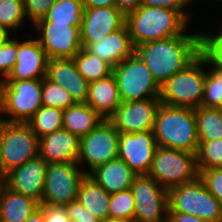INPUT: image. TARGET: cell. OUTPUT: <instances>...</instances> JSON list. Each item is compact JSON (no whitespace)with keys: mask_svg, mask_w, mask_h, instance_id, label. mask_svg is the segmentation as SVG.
I'll list each match as a JSON object with an SVG mask.
<instances>
[{"mask_svg":"<svg viewBox=\"0 0 222 222\" xmlns=\"http://www.w3.org/2000/svg\"><path fill=\"white\" fill-rule=\"evenodd\" d=\"M63 110L42 105L27 122L38 138L63 128Z\"/></svg>","mask_w":222,"mask_h":222,"instance_id":"cell-29","label":"cell"},{"mask_svg":"<svg viewBox=\"0 0 222 222\" xmlns=\"http://www.w3.org/2000/svg\"><path fill=\"white\" fill-rule=\"evenodd\" d=\"M42 104L47 107L66 109L75 104L65 88L54 83L47 77L42 79Z\"/></svg>","mask_w":222,"mask_h":222,"instance_id":"cell-32","label":"cell"},{"mask_svg":"<svg viewBox=\"0 0 222 222\" xmlns=\"http://www.w3.org/2000/svg\"><path fill=\"white\" fill-rule=\"evenodd\" d=\"M73 61L79 73L89 82L103 79L112 74V67L97 56L82 48Z\"/></svg>","mask_w":222,"mask_h":222,"instance_id":"cell-30","label":"cell"},{"mask_svg":"<svg viewBox=\"0 0 222 222\" xmlns=\"http://www.w3.org/2000/svg\"><path fill=\"white\" fill-rule=\"evenodd\" d=\"M201 35V54L206 58L207 64L222 68V28L218 34Z\"/></svg>","mask_w":222,"mask_h":222,"instance_id":"cell-35","label":"cell"},{"mask_svg":"<svg viewBox=\"0 0 222 222\" xmlns=\"http://www.w3.org/2000/svg\"><path fill=\"white\" fill-rule=\"evenodd\" d=\"M142 0H115V7L119 9L125 16L138 9Z\"/></svg>","mask_w":222,"mask_h":222,"instance_id":"cell-43","label":"cell"},{"mask_svg":"<svg viewBox=\"0 0 222 222\" xmlns=\"http://www.w3.org/2000/svg\"><path fill=\"white\" fill-rule=\"evenodd\" d=\"M84 7H113L115 0H83Z\"/></svg>","mask_w":222,"mask_h":222,"instance_id":"cell-45","label":"cell"},{"mask_svg":"<svg viewBox=\"0 0 222 222\" xmlns=\"http://www.w3.org/2000/svg\"><path fill=\"white\" fill-rule=\"evenodd\" d=\"M81 46L89 53L108 63L112 68L131 56L135 51L126 24L121 29L107 34L97 43L81 44Z\"/></svg>","mask_w":222,"mask_h":222,"instance_id":"cell-21","label":"cell"},{"mask_svg":"<svg viewBox=\"0 0 222 222\" xmlns=\"http://www.w3.org/2000/svg\"><path fill=\"white\" fill-rule=\"evenodd\" d=\"M17 39L9 37L7 41L0 46V74L4 81L11 73L16 64Z\"/></svg>","mask_w":222,"mask_h":222,"instance_id":"cell-37","label":"cell"},{"mask_svg":"<svg viewBox=\"0 0 222 222\" xmlns=\"http://www.w3.org/2000/svg\"><path fill=\"white\" fill-rule=\"evenodd\" d=\"M208 66L206 58L200 54L185 69L174 74L161 85L160 101L166 105L196 109L202 105L204 83Z\"/></svg>","mask_w":222,"mask_h":222,"instance_id":"cell-4","label":"cell"},{"mask_svg":"<svg viewBox=\"0 0 222 222\" xmlns=\"http://www.w3.org/2000/svg\"><path fill=\"white\" fill-rule=\"evenodd\" d=\"M168 212L191 214L206 222H222V205L200 177L168 190Z\"/></svg>","mask_w":222,"mask_h":222,"instance_id":"cell-6","label":"cell"},{"mask_svg":"<svg viewBox=\"0 0 222 222\" xmlns=\"http://www.w3.org/2000/svg\"><path fill=\"white\" fill-rule=\"evenodd\" d=\"M47 55L32 34L24 41L17 39L16 64L5 80L43 79L46 77Z\"/></svg>","mask_w":222,"mask_h":222,"instance_id":"cell-18","label":"cell"},{"mask_svg":"<svg viewBox=\"0 0 222 222\" xmlns=\"http://www.w3.org/2000/svg\"><path fill=\"white\" fill-rule=\"evenodd\" d=\"M201 106L222 109V82L211 71L206 74Z\"/></svg>","mask_w":222,"mask_h":222,"instance_id":"cell-36","label":"cell"},{"mask_svg":"<svg viewBox=\"0 0 222 222\" xmlns=\"http://www.w3.org/2000/svg\"><path fill=\"white\" fill-rule=\"evenodd\" d=\"M199 142L222 139V109L197 107L194 109Z\"/></svg>","mask_w":222,"mask_h":222,"instance_id":"cell-27","label":"cell"},{"mask_svg":"<svg viewBox=\"0 0 222 222\" xmlns=\"http://www.w3.org/2000/svg\"><path fill=\"white\" fill-rule=\"evenodd\" d=\"M44 222H72L65 206L43 205Z\"/></svg>","mask_w":222,"mask_h":222,"instance_id":"cell-42","label":"cell"},{"mask_svg":"<svg viewBox=\"0 0 222 222\" xmlns=\"http://www.w3.org/2000/svg\"><path fill=\"white\" fill-rule=\"evenodd\" d=\"M126 22V16L115 6L84 7L83 23L80 28L81 44H94L107 34L121 29Z\"/></svg>","mask_w":222,"mask_h":222,"instance_id":"cell-17","label":"cell"},{"mask_svg":"<svg viewBox=\"0 0 222 222\" xmlns=\"http://www.w3.org/2000/svg\"><path fill=\"white\" fill-rule=\"evenodd\" d=\"M10 37V32L0 27V46L3 45Z\"/></svg>","mask_w":222,"mask_h":222,"instance_id":"cell-47","label":"cell"},{"mask_svg":"<svg viewBox=\"0 0 222 222\" xmlns=\"http://www.w3.org/2000/svg\"><path fill=\"white\" fill-rule=\"evenodd\" d=\"M198 171L222 168V139L199 142L196 153Z\"/></svg>","mask_w":222,"mask_h":222,"instance_id":"cell-33","label":"cell"},{"mask_svg":"<svg viewBox=\"0 0 222 222\" xmlns=\"http://www.w3.org/2000/svg\"><path fill=\"white\" fill-rule=\"evenodd\" d=\"M111 194L86 174L79 186L77 199L99 221L109 218V202Z\"/></svg>","mask_w":222,"mask_h":222,"instance_id":"cell-26","label":"cell"},{"mask_svg":"<svg viewBox=\"0 0 222 222\" xmlns=\"http://www.w3.org/2000/svg\"><path fill=\"white\" fill-rule=\"evenodd\" d=\"M77 135L64 128L39 138L38 155L49 163H77L80 152Z\"/></svg>","mask_w":222,"mask_h":222,"instance_id":"cell-20","label":"cell"},{"mask_svg":"<svg viewBox=\"0 0 222 222\" xmlns=\"http://www.w3.org/2000/svg\"><path fill=\"white\" fill-rule=\"evenodd\" d=\"M192 0H142L141 5L144 6H153L160 8H168L176 11H180L188 20L189 13H187L184 9H186L187 5H191Z\"/></svg>","mask_w":222,"mask_h":222,"instance_id":"cell-41","label":"cell"},{"mask_svg":"<svg viewBox=\"0 0 222 222\" xmlns=\"http://www.w3.org/2000/svg\"><path fill=\"white\" fill-rule=\"evenodd\" d=\"M130 189L135 202L133 222H167L168 190L148 175H137Z\"/></svg>","mask_w":222,"mask_h":222,"instance_id":"cell-11","label":"cell"},{"mask_svg":"<svg viewBox=\"0 0 222 222\" xmlns=\"http://www.w3.org/2000/svg\"><path fill=\"white\" fill-rule=\"evenodd\" d=\"M86 103L104 119L108 118L119 107L122 99L113 74L89 82Z\"/></svg>","mask_w":222,"mask_h":222,"instance_id":"cell-23","label":"cell"},{"mask_svg":"<svg viewBox=\"0 0 222 222\" xmlns=\"http://www.w3.org/2000/svg\"><path fill=\"white\" fill-rule=\"evenodd\" d=\"M207 1H208V0H207ZM210 1H211V2H212V1H216V2H219V1H220V2H221L222 0H210ZM192 2H193V0H192Z\"/></svg>","mask_w":222,"mask_h":222,"instance_id":"cell-51","label":"cell"},{"mask_svg":"<svg viewBox=\"0 0 222 222\" xmlns=\"http://www.w3.org/2000/svg\"><path fill=\"white\" fill-rule=\"evenodd\" d=\"M100 222H126V221L107 218V219H104V220H102Z\"/></svg>","mask_w":222,"mask_h":222,"instance_id":"cell-49","label":"cell"},{"mask_svg":"<svg viewBox=\"0 0 222 222\" xmlns=\"http://www.w3.org/2000/svg\"><path fill=\"white\" fill-rule=\"evenodd\" d=\"M63 128L83 137L105 120L87 103H75L63 110Z\"/></svg>","mask_w":222,"mask_h":222,"instance_id":"cell-25","label":"cell"},{"mask_svg":"<svg viewBox=\"0 0 222 222\" xmlns=\"http://www.w3.org/2000/svg\"><path fill=\"white\" fill-rule=\"evenodd\" d=\"M200 179L204 182L207 190L222 205V168H212L199 172Z\"/></svg>","mask_w":222,"mask_h":222,"instance_id":"cell-38","label":"cell"},{"mask_svg":"<svg viewBox=\"0 0 222 222\" xmlns=\"http://www.w3.org/2000/svg\"><path fill=\"white\" fill-rule=\"evenodd\" d=\"M83 17V0H56L45 19L51 23L72 24L81 28Z\"/></svg>","mask_w":222,"mask_h":222,"instance_id":"cell-28","label":"cell"},{"mask_svg":"<svg viewBox=\"0 0 222 222\" xmlns=\"http://www.w3.org/2000/svg\"><path fill=\"white\" fill-rule=\"evenodd\" d=\"M48 58H73L81 49L80 28L72 24H55L45 18L33 25Z\"/></svg>","mask_w":222,"mask_h":222,"instance_id":"cell-13","label":"cell"},{"mask_svg":"<svg viewBox=\"0 0 222 222\" xmlns=\"http://www.w3.org/2000/svg\"><path fill=\"white\" fill-rule=\"evenodd\" d=\"M56 0H24L26 17L34 25L44 19Z\"/></svg>","mask_w":222,"mask_h":222,"instance_id":"cell-39","label":"cell"},{"mask_svg":"<svg viewBox=\"0 0 222 222\" xmlns=\"http://www.w3.org/2000/svg\"><path fill=\"white\" fill-rule=\"evenodd\" d=\"M67 215L72 222H100L97 217L90 213L78 200H73L65 205Z\"/></svg>","mask_w":222,"mask_h":222,"instance_id":"cell-40","label":"cell"},{"mask_svg":"<svg viewBox=\"0 0 222 222\" xmlns=\"http://www.w3.org/2000/svg\"><path fill=\"white\" fill-rule=\"evenodd\" d=\"M156 147L153 131L120 133L118 158L137 175H147Z\"/></svg>","mask_w":222,"mask_h":222,"instance_id":"cell-15","label":"cell"},{"mask_svg":"<svg viewBox=\"0 0 222 222\" xmlns=\"http://www.w3.org/2000/svg\"><path fill=\"white\" fill-rule=\"evenodd\" d=\"M157 146L197 153L199 140L194 109L161 103L154 122Z\"/></svg>","mask_w":222,"mask_h":222,"instance_id":"cell-3","label":"cell"},{"mask_svg":"<svg viewBox=\"0 0 222 222\" xmlns=\"http://www.w3.org/2000/svg\"><path fill=\"white\" fill-rule=\"evenodd\" d=\"M3 184V176L0 174V187Z\"/></svg>","mask_w":222,"mask_h":222,"instance_id":"cell-50","label":"cell"},{"mask_svg":"<svg viewBox=\"0 0 222 222\" xmlns=\"http://www.w3.org/2000/svg\"><path fill=\"white\" fill-rule=\"evenodd\" d=\"M210 71L222 82V68L220 67H212Z\"/></svg>","mask_w":222,"mask_h":222,"instance_id":"cell-48","label":"cell"},{"mask_svg":"<svg viewBox=\"0 0 222 222\" xmlns=\"http://www.w3.org/2000/svg\"><path fill=\"white\" fill-rule=\"evenodd\" d=\"M167 222H206L197 216L182 212H168Z\"/></svg>","mask_w":222,"mask_h":222,"instance_id":"cell-44","label":"cell"},{"mask_svg":"<svg viewBox=\"0 0 222 222\" xmlns=\"http://www.w3.org/2000/svg\"><path fill=\"white\" fill-rule=\"evenodd\" d=\"M135 202L131 189L113 193L109 202V218L133 222Z\"/></svg>","mask_w":222,"mask_h":222,"instance_id":"cell-31","label":"cell"},{"mask_svg":"<svg viewBox=\"0 0 222 222\" xmlns=\"http://www.w3.org/2000/svg\"><path fill=\"white\" fill-rule=\"evenodd\" d=\"M25 222H44L43 205H40Z\"/></svg>","mask_w":222,"mask_h":222,"instance_id":"cell-46","label":"cell"},{"mask_svg":"<svg viewBox=\"0 0 222 222\" xmlns=\"http://www.w3.org/2000/svg\"><path fill=\"white\" fill-rule=\"evenodd\" d=\"M88 175L109 194L131 188L133 180L137 176V174L119 158L98 166Z\"/></svg>","mask_w":222,"mask_h":222,"instance_id":"cell-22","label":"cell"},{"mask_svg":"<svg viewBox=\"0 0 222 222\" xmlns=\"http://www.w3.org/2000/svg\"><path fill=\"white\" fill-rule=\"evenodd\" d=\"M122 102L159 98L161 86L134 52L112 68Z\"/></svg>","mask_w":222,"mask_h":222,"instance_id":"cell-9","label":"cell"},{"mask_svg":"<svg viewBox=\"0 0 222 222\" xmlns=\"http://www.w3.org/2000/svg\"><path fill=\"white\" fill-rule=\"evenodd\" d=\"M78 163H49L40 205L65 206L77 199L78 189L86 170Z\"/></svg>","mask_w":222,"mask_h":222,"instance_id":"cell-10","label":"cell"},{"mask_svg":"<svg viewBox=\"0 0 222 222\" xmlns=\"http://www.w3.org/2000/svg\"><path fill=\"white\" fill-rule=\"evenodd\" d=\"M46 77L65 88L75 103H86L89 81L79 73L73 58H48Z\"/></svg>","mask_w":222,"mask_h":222,"instance_id":"cell-19","label":"cell"},{"mask_svg":"<svg viewBox=\"0 0 222 222\" xmlns=\"http://www.w3.org/2000/svg\"><path fill=\"white\" fill-rule=\"evenodd\" d=\"M119 131L106 119L87 135L81 137L78 165L87 163L89 174L100 165L118 158Z\"/></svg>","mask_w":222,"mask_h":222,"instance_id":"cell-12","label":"cell"},{"mask_svg":"<svg viewBox=\"0 0 222 222\" xmlns=\"http://www.w3.org/2000/svg\"><path fill=\"white\" fill-rule=\"evenodd\" d=\"M40 207L31 197L0 187V222H25Z\"/></svg>","mask_w":222,"mask_h":222,"instance_id":"cell-24","label":"cell"},{"mask_svg":"<svg viewBox=\"0 0 222 222\" xmlns=\"http://www.w3.org/2000/svg\"><path fill=\"white\" fill-rule=\"evenodd\" d=\"M166 190L199 177L195 153L157 146L147 174Z\"/></svg>","mask_w":222,"mask_h":222,"instance_id":"cell-7","label":"cell"},{"mask_svg":"<svg viewBox=\"0 0 222 222\" xmlns=\"http://www.w3.org/2000/svg\"><path fill=\"white\" fill-rule=\"evenodd\" d=\"M39 138L27 123L0 120V174L38 156Z\"/></svg>","mask_w":222,"mask_h":222,"instance_id":"cell-8","label":"cell"},{"mask_svg":"<svg viewBox=\"0 0 222 222\" xmlns=\"http://www.w3.org/2000/svg\"><path fill=\"white\" fill-rule=\"evenodd\" d=\"M134 47L150 41L162 40L185 34L189 20L180 12L168 8L141 5L126 15Z\"/></svg>","mask_w":222,"mask_h":222,"instance_id":"cell-2","label":"cell"},{"mask_svg":"<svg viewBox=\"0 0 222 222\" xmlns=\"http://www.w3.org/2000/svg\"><path fill=\"white\" fill-rule=\"evenodd\" d=\"M161 86L201 54L200 33L176 35L137 45L134 51Z\"/></svg>","mask_w":222,"mask_h":222,"instance_id":"cell-1","label":"cell"},{"mask_svg":"<svg viewBox=\"0 0 222 222\" xmlns=\"http://www.w3.org/2000/svg\"><path fill=\"white\" fill-rule=\"evenodd\" d=\"M159 98L122 102L106 120L119 133H138L153 131Z\"/></svg>","mask_w":222,"mask_h":222,"instance_id":"cell-14","label":"cell"},{"mask_svg":"<svg viewBox=\"0 0 222 222\" xmlns=\"http://www.w3.org/2000/svg\"><path fill=\"white\" fill-rule=\"evenodd\" d=\"M48 163L39 155L3 176V184L12 191L41 203Z\"/></svg>","mask_w":222,"mask_h":222,"instance_id":"cell-16","label":"cell"},{"mask_svg":"<svg viewBox=\"0 0 222 222\" xmlns=\"http://www.w3.org/2000/svg\"><path fill=\"white\" fill-rule=\"evenodd\" d=\"M24 3L18 0H0V27L8 32L22 27L26 19ZM10 29V30H9Z\"/></svg>","mask_w":222,"mask_h":222,"instance_id":"cell-34","label":"cell"},{"mask_svg":"<svg viewBox=\"0 0 222 222\" xmlns=\"http://www.w3.org/2000/svg\"><path fill=\"white\" fill-rule=\"evenodd\" d=\"M42 79L4 80L0 82V120L27 123L43 105ZM8 116V118L6 117Z\"/></svg>","mask_w":222,"mask_h":222,"instance_id":"cell-5","label":"cell"}]
</instances>
